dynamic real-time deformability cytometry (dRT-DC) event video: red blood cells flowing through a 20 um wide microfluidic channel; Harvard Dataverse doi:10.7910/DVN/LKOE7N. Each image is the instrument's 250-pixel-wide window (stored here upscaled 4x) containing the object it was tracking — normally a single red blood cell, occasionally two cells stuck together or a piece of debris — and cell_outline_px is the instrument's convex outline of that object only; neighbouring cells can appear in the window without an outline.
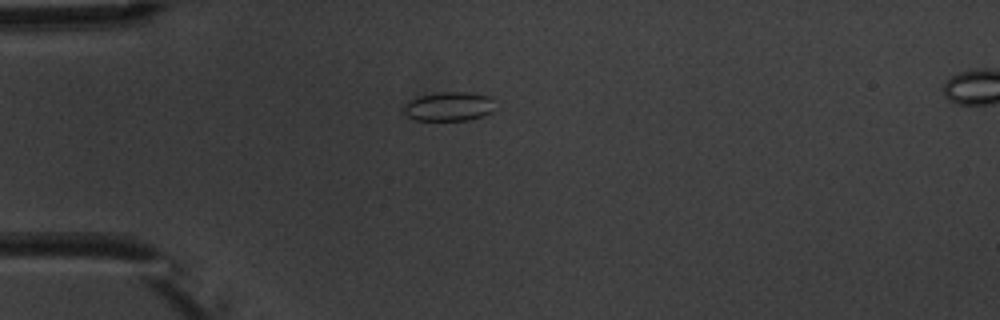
{"species": "common noctule bat (a hibernating species)", "species_latin": "Nyctalus noctula", "temperature_condition": "warm", "stored_images_in_passage": 4, "camera_frame_rate_fps": 3000, "um_per_image_px": 0.085, "animal": {"sex": "male", "body_mass_g": 20.1, "forearm_length_mm": 53.5}, "frame": {"image": 1, "passage_image": 3, "time_ms": 2.333, "image_size_px": [1000, 320], "cell_outline_px": [[492, 112], [468, 120], [416, 120], [408, 116], [404, 112], [404, 104], [408, 100], [420, 96], [436, 92], [468, 92], [488, 96], [492, 100]], "centroid_in_image_um": [38.11, 9.04], "position_along_channel_um": 46.9, "area_um2": 15.32}}
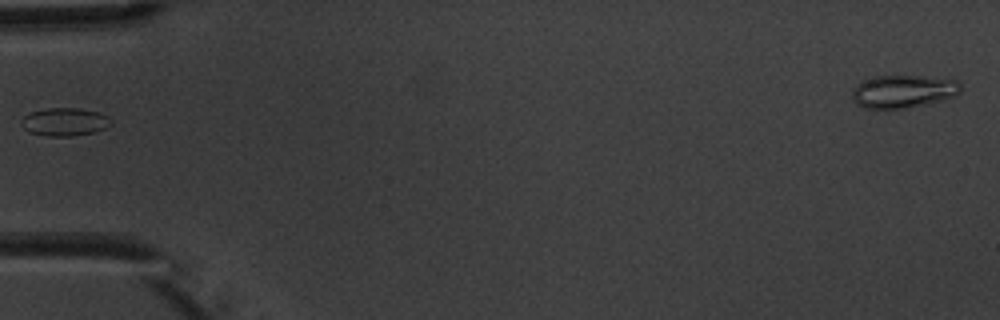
{"frame": {"image": 2, "passage_image": 4, "time_ms": 3.667, "image_size_px": [1000, 320], "cell_outline_px": [[112, 124], [104, 128], [92, 132], [72, 136], [44, 136], [28, 132], [20, 124], [20, 120], [24, 116], [32, 112], [44, 108], [80, 108], [96, 112], [108, 116], [112, 120]], "centroid_in_image_um": [5.46, 10.36], "position_along_channel_um": 79.5, "area_um2": 14.68}}